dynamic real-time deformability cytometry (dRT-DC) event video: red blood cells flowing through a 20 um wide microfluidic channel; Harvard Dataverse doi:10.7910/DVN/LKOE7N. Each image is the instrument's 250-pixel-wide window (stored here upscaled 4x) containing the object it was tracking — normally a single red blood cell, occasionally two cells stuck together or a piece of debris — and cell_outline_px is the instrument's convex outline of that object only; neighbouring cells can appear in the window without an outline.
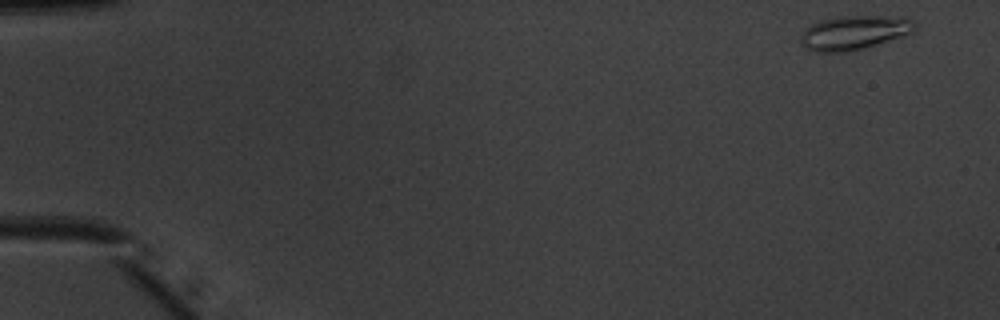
{"species": "common noctule bat (a hibernating species)", "species_latin": "Nyctalus noctula", "temperature_condition": "warm", "stored_images_in_passage": 50, "camera_frame_rate_fps": 3000, "um_per_image_px": 0.085, "animal": {"sex": "male", "body_mass_g": 20.1, "forearm_length_mm": 53.5}, "frame": {"image": 1, "passage_image": 1, "time_ms": 0.0, "image_size_px": [1000, 320], "cell_outline_px": [[916, 28], [912, 32], [904, 36], [848, 52], [816, 52], [804, 48], [800, 40], [800, 36], [804, 28], [820, 20], [840, 16], [904, 16], [912, 20], [916, 24]], "centroid_in_image_um": [72.59, 2.76], "position_along_channel_um": 12.4, "area_um2": 22.89}}
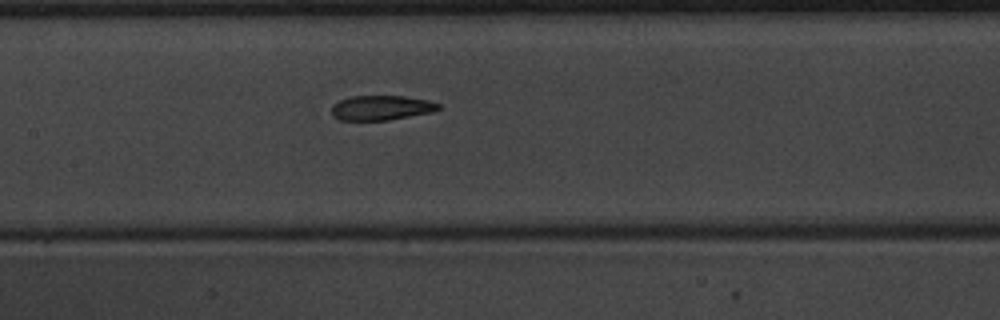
{"frame": {"image": 2, "passage_image": 24, "time_ms": 7.667, "image_size_px": [1000, 320], "cell_outline_px": [[440, 108], [432, 112], [388, 120], [340, 120], [332, 116], [332, 104], [340, 100], [352, 96], [404, 96], [428, 100], [440, 104]], "centroid_in_image_um": [32.39, 9.16], "position_along_channel_um": 175.0, "area_um2": 15.37}}
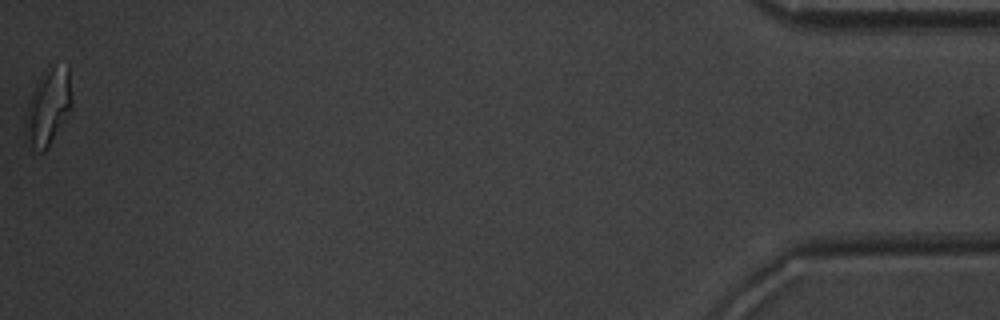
{"frame": {"image": 3, "passage_image": 50, "time_ms": 16.333, "image_size_px": [1000, 320], "cell_outline_px": [[72, 108], [48, 148], [44, 152], [40, 152], [32, 148], [24, 132], [24, 124], [28, 100], [40, 76], [48, 64], [68, 68], [72, 100]], "centroid_in_image_um": [4.08, 9.1], "position_along_channel_um": 431.1, "area_um2": 20.81}, "authors_computed_cell_mechanics": {"area_um2": 16.9065, "velocity_mm_per_s": 3.9735, "shape_relaxation_time_tau1_ms": 4.354, "shape_relaxation_time_tau2_ms": 2.8439, "deformation_change_tau1": 0.157, "deformation_change_tau2": 0.0972}}